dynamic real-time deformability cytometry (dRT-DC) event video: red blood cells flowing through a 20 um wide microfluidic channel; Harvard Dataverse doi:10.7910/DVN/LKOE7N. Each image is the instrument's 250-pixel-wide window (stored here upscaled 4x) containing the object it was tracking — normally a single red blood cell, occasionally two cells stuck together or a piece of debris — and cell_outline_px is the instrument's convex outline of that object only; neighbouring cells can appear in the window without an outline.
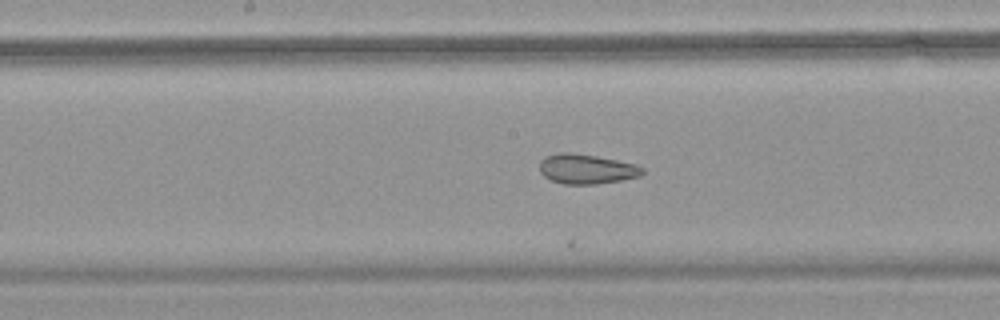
{"species": "common noctule bat (a hibernating species)", "species_latin": "Nyctalus noctula", "temperature_condition": "warm", "stored_images_in_passage": 26, "camera_frame_rate_fps": 3000, "um_per_image_px": 0.085, "animal": {"sex": "female", "body_mass_g": 18.4}, "frame": {"image": 1, "passage_image": 14, "time_ms": 4.333, "image_size_px": [1000, 320], "cell_outline_px": [[644, 172], [640, 176], [620, 180], [596, 184], [564, 184], [552, 180], [544, 176], [540, 172], [540, 160], [544, 156], [560, 152], [568, 152], [596, 156], [636, 164], [644, 168]], "centroid_in_image_um": [49.84, 14.36], "position_along_channel_um": 198.4, "area_um2": 17.8}}
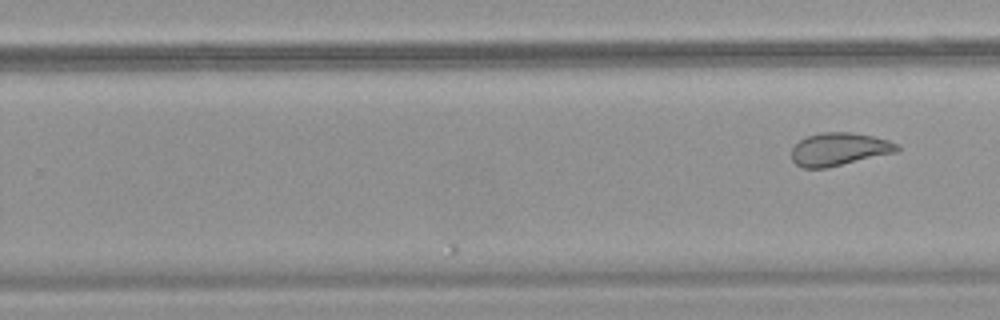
{"frame": {"image": 2, "passage_image": 26, "time_ms": 8.333, "image_size_px": [1000, 320], "cell_outline_px": [[900, 148], [896, 152], [828, 168], [800, 168], [792, 160], [792, 148], [800, 140], [808, 136], [820, 132], [852, 132], [872, 136], [888, 140], [900, 144]], "centroid_in_image_um": [71.33, 12.69], "position_along_channel_um": 258.5, "area_um2": 20.35}}